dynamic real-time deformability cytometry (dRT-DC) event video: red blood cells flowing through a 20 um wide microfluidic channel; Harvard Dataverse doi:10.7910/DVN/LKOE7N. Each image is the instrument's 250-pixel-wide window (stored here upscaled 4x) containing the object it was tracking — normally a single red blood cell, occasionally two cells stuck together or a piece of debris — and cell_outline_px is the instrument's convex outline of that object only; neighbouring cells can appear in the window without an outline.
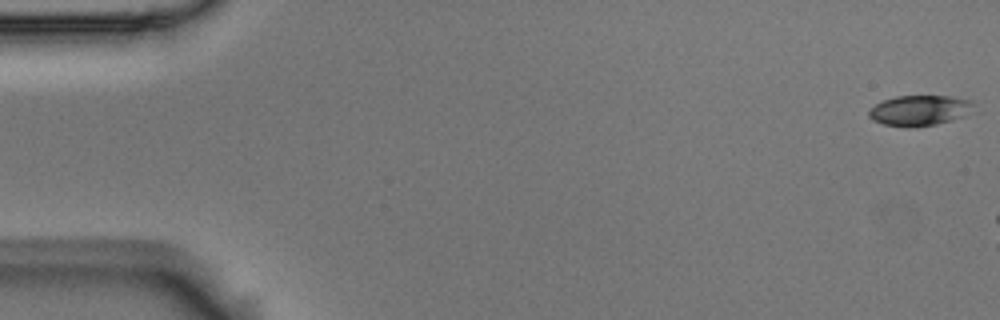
{"species": "Egyptian fruit bat (a non-hibernating species)", "species_latin": "Rousettus aegyptiacus", "temperature_condition": "room temperature", "stored_images_in_passage": 8, "camera_frame_rate_fps": 3000, "um_per_image_px": 0.085, "animal": {"sex": "male"}, "frame": {"image": 1, "passage_image": 1, "time_ms": 0.0, "image_size_px": [1000, 320], "cell_outline_px": [[980, 112], [952, 120], [936, 124], [912, 128], [908, 128], [884, 124], [872, 120], [868, 116], [868, 112], [876, 104], [884, 100], [896, 96], [952, 96], [972, 100]], "centroid_in_image_um": [78.3, 9.39], "position_along_channel_um": 6.7, "area_um2": 19.19}}